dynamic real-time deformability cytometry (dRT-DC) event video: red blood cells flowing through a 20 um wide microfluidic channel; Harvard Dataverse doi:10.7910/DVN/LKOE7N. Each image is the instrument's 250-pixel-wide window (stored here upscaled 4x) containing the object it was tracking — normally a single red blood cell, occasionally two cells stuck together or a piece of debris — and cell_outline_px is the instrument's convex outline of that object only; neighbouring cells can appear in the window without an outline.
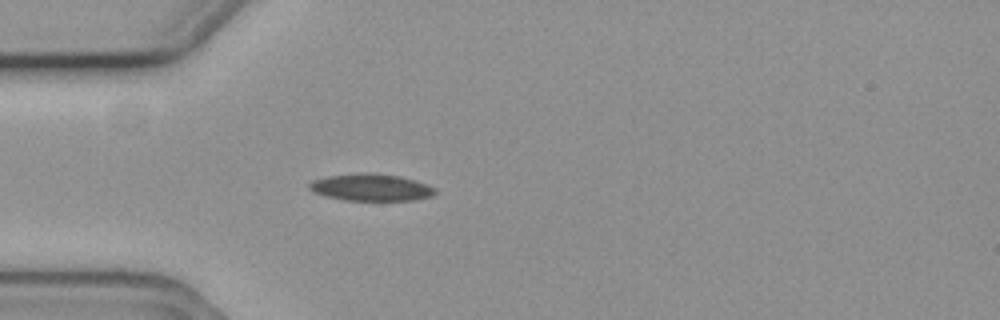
{"species": "common noctule bat (a hibernating species)", "species_latin": "Nyctalus noctula", "temperature_condition": "cold", "stored_images_in_passage": 12, "camera_frame_rate_fps": 3000, "um_per_image_px": 0.085, "animal": {"sex": "female", "body_mass_g": 19.3, "forearm_length_mm": 54.1}, "frame": {"image": 1, "passage_image": 1, "time_ms": 0.0, "image_size_px": [1000, 320], "cell_outline_px": [[436, 192], [432, 196], [412, 200], [344, 200], [324, 196], [312, 192], [308, 188], [308, 184], [312, 180], [328, 176], [364, 172], [372, 172], [400, 176], [436, 188]], "centroid_in_image_um": [31.48, 15.92], "position_along_channel_um": 53.5, "area_um2": 19.83}}
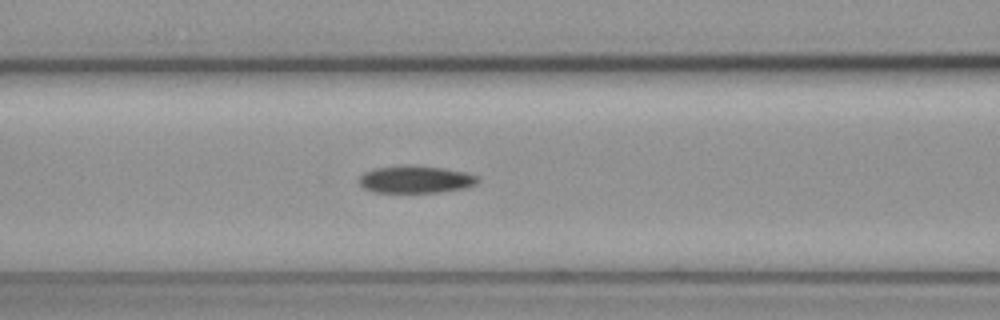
{"frame": {"image": 2, "passage_image": 8, "time_ms": 2.333, "image_size_px": [1000, 320], "cell_outline_px": [[480, 180], [476, 184], [468, 188], [440, 192], [372, 192], [364, 188], [360, 184], [360, 176], [364, 172], [372, 168], [404, 164], [412, 164], [444, 168], [464, 172], [480, 176]], "centroid_in_image_um": [35.35, 15.23], "position_along_channel_um": 131.2, "area_um2": 19.36}}
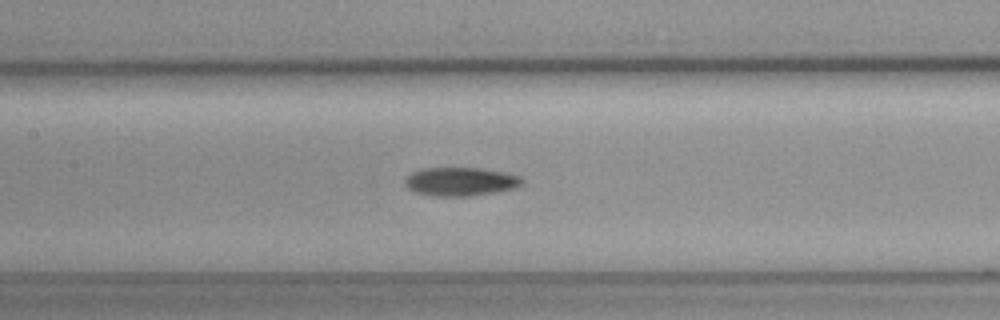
{"frame": {"image": 3, "passage_image": 11, "time_ms": 3.333, "image_size_px": [1000, 320], "cell_outline_px": [[524, 184], [516, 188], [496, 192], [472, 196], [428, 196], [416, 192], [408, 188], [404, 184], [404, 180], [412, 172], [424, 168], [480, 168], [504, 172], [520, 176], [524, 180]], "centroid_in_image_um": [39.17, 15.44], "position_along_channel_um": 168.2, "area_um2": 19.71}}